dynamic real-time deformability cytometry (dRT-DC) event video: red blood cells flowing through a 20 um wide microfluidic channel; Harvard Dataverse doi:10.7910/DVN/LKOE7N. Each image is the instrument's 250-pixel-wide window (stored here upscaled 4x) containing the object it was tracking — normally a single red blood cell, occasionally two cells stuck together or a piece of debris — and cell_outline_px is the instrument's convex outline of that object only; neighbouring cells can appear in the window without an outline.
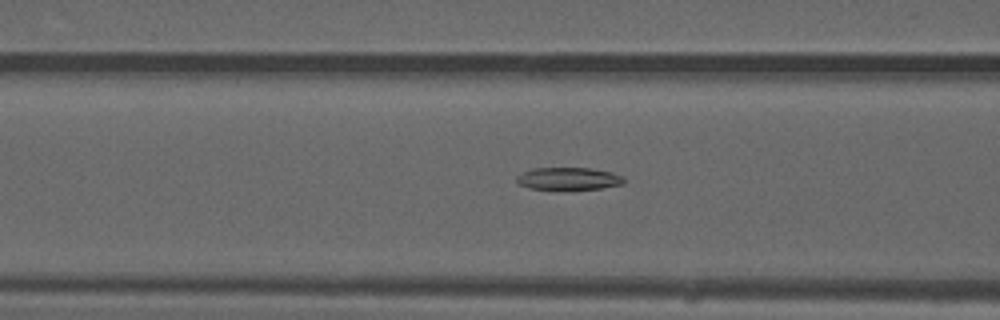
{"species": "common noctule bat (a hibernating species)", "species_latin": "Nyctalus noctula", "temperature_condition": "warm", "stored_images_in_passage": 41, "camera_frame_rate_fps": 3000, "um_per_image_px": 0.085, "animal": {"sex": "male", "forearm_length_mm": 52.5}, "frame": {"image": 1, "passage_image": 11, "time_ms": 3.333, "image_size_px": [1000, 320], "cell_outline_px": [[624, 184], [600, 188], [528, 188], [516, 184], [516, 176], [532, 168], [592, 168], [612, 172], [624, 176]], "centroid_in_image_um": [48.33, 15.16], "position_along_channel_um": 118.3, "area_um2": 13.81}}
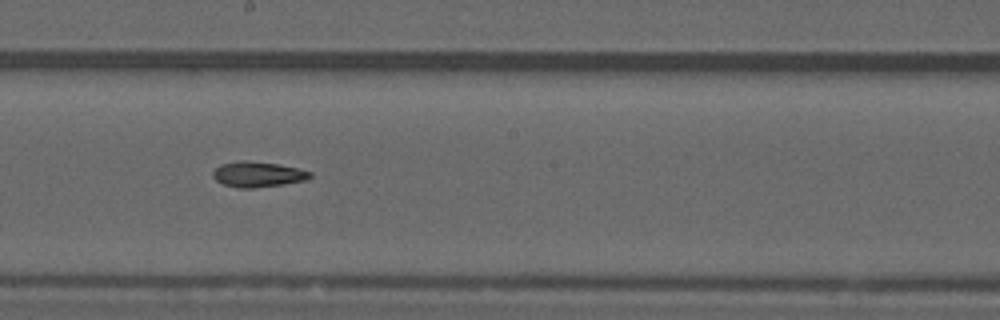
{"frame": {"image": 2, "passage_image": 19, "time_ms": 6.0, "image_size_px": [1000, 320], "cell_outline_px": [[312, 176], [304, 180], [284, 184], [256, 188], [236, 188], [224, 184], [216, 180], [212, 176], [212, 172], [220, 164], [240, 160], [244, 160], [276, 164], [296, 168], [312, 172]], "centroid_in_image_um": [21.87, 14.82], "position_along_channel_um": 226.3, "area_um2": 14.33}}
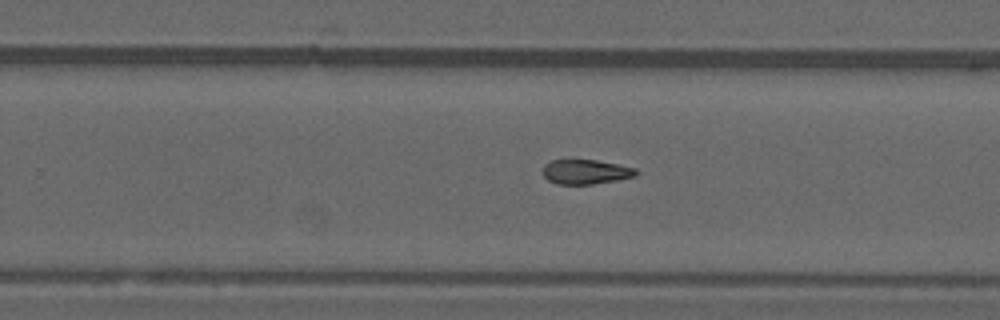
{"frame": {"image": 3, "passage_image": 23, "time_ms": 7.333, "image_size_px": [1000, 320], "cell_outline_px": [[636, 176], [616, 180], [592, 184], [556, 184], [548, 180], [544, 176], [544, 164], [552, 160], [596, 160], [636, 168]], "centroid_in_image_um": [49.77, 14.61], "position_along_channel_um": 280.0, "area_um2": 13.18}, "authors_computed_cell_mechanics": {"area_um2": 14.161, "velocity_mm_per_s": 4.0582, "shape_relaxation_time_tau1_ms": null, "shape_relaxation_time_tau2_ms": 10.7413, "deformation_change_tau1": null, "deformation_change_tau2": 0.2207}}